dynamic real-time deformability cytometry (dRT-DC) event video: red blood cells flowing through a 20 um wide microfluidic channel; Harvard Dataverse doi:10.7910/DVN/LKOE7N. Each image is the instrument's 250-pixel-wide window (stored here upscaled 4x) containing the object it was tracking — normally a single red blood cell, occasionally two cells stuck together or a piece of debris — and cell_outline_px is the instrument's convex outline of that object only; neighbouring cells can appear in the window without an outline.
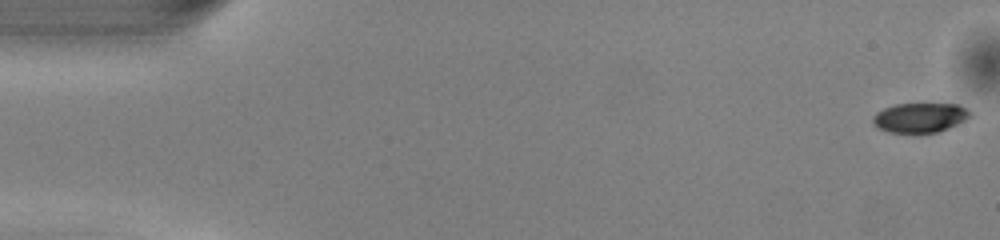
{"species": "common noctule bat (a hibernating species)", "species_latin": "Nyctalus noctula", "temperature_condition": "warm", "stored_images_in_passage": 50, "camera_frame_rate_fps": 3000, "um_per_image_px": 0.085, "animal": {"sex": "male", "body_mass_g": 13.0, "forearm_length_mm": 53.1}, "frame": {"image": 1, "passage_image": 1, "time_ms": 0.0, "image_size_px": [1000, 240], "cell_outline_px": [[972, 116], [948, 128], [936, 132], [888, 132], [876, 128], [872, 120], [872, 116], [876, 112], [884, 108], [896, 104], [960, 104], [968, 108], [972, 112]], "centroid_in_image_um": [78.2, 9.98], "position_along_channel_um": 6.8, "area_um2": 16.82}}
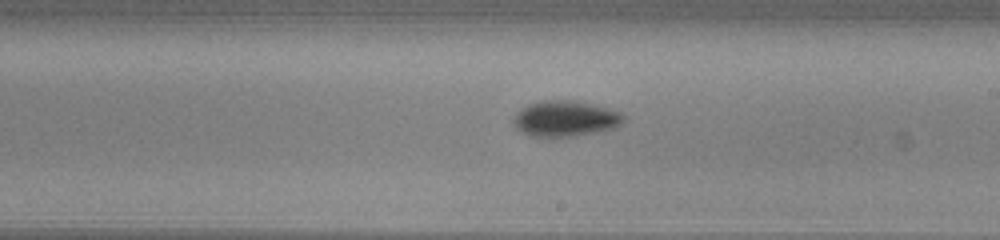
{"frame": {"image": 2, "passage_image": 29, "time_ms": 9.333, "image_size_px": [1000, 240], "cell_outline_px": [[624, 120], [616, 128], [576, 136], [552, 140], [528, 136], [516, 128], [512, 120], [516, 112], [528, 104], [540, 100], [576, 100], [608, 108], [620, 112], [624, 116]], "centroid_in_image_um": [48.0, 10.12], "position_along_channel_um": 241.0, "area_um2": 23.76}}
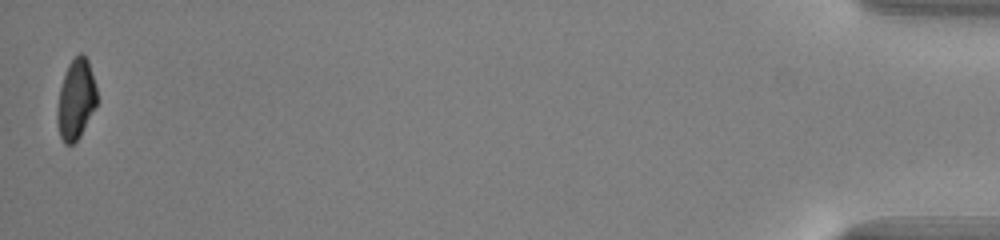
{"frame": {"image": 3, "passage_image": 50, "time_ms": 16.333, "image_size_px": [1000, 240], "cell_outline_px": [[96, 104], [80, 136], [72, 144], [64, 144], [60, 136], [56, 120], [56, 112], [60, 88], [68, 64], [80, 52], [88, 60], [96, 88]], "centroid_in_image_um": [6.43, 8.46], "position_along_channel_um": 428.8, "area_um2": 18.21}, "authors_computed_cell_mechanics": {"area_um2": 19.9699, "velocity_mm_per_s": 4.1013, "shape_relaxation_time_tau1_ms": 2.0497, "shape_relaxation_time_tau2_ms": null, "deformation_change_tau1": 0.1212, "deformation_change_tau2": null}}